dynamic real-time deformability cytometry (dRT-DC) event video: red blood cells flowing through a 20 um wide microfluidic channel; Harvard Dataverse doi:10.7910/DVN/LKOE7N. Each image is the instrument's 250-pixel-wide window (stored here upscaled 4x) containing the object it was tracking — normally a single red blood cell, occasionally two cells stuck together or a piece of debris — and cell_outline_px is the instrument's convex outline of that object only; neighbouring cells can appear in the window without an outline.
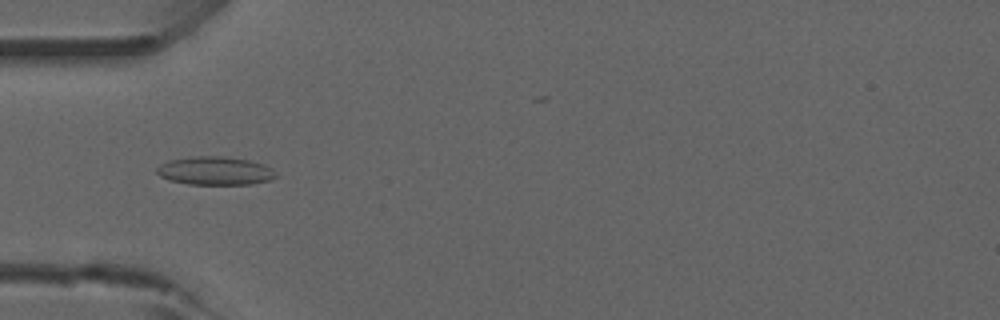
{"species": "common noctule bat (a hibernating species)", "species_latin": "Nyctalus noctula", "temperature_condition": "room temperature", "stored_images_in_passage": 44, "camera_frame_rate_fps": 3000, "um_per_image_px": 0.085, "animal": {"sex": "male", "forearm_length_mm": 52.5}, "frame": {"image": 1, "passage_image": 17, "time_ms": 5.333, "image_size_px": [1000, 320], "cell_outline_px": [[280, 176], [272, 180], [252, 184], [188, 184], [168, 180], [160, 176], [156, 172], [156, 168], [160, 164], [168, 160], [192, 156], [220, 156], [248, 160], [264, 164], [272, 168]], "centroid_in_image_um": [18.31, 14.52], "position_along_channel_um": 66.7, "area_um2": 19.94}}
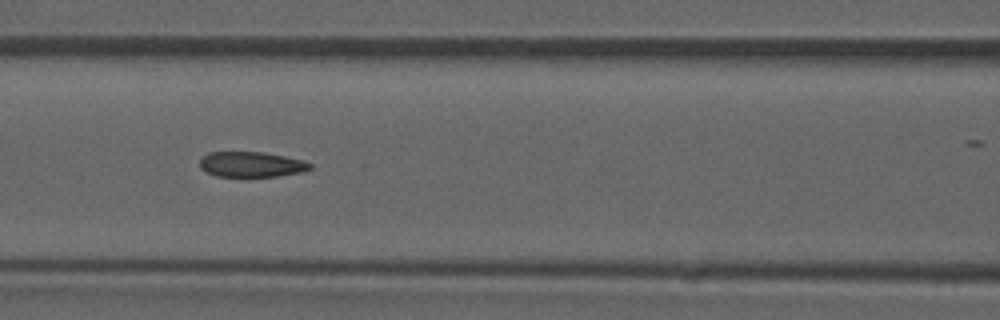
{"frame": {"image": 2, "passage_image": 23, "time_ms": 7.333, "image_size_px": [1000, 320], "cell_outline_px": [[312, 168], [304, 172], [276, 176], [216, 176], [204, 172], [200, 168], [200, 160], [208, 152], [264, 152], [304, 160], [312, 164]], "centroid_in_image_um": [21.38, 13.97], "position_along_channel_um": 145.2, "area_um2": 16.36}}
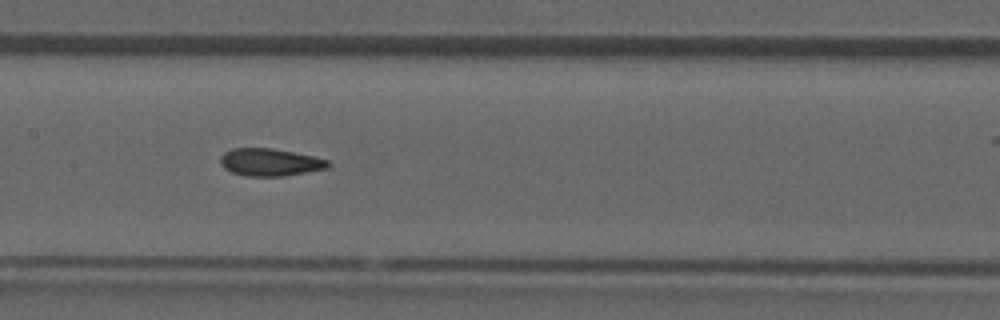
{"frame": {"image": 3, "passage_image": 26, "time_ms": 8.333, "image_size_px": [1000, 320], "cell_outline_px": [[332, 164], [328, 168], [284, 176], [244, 176], [232, 172], [224, 168], [220, 164], [220, 156], [224, 152], [232, 148], [272, 148], [312, 156], [328, 160]], "centroid_in_image_um": [22.93, 13.79], "position_along_channel_um": 184.5, "area_um2": 17.28}}